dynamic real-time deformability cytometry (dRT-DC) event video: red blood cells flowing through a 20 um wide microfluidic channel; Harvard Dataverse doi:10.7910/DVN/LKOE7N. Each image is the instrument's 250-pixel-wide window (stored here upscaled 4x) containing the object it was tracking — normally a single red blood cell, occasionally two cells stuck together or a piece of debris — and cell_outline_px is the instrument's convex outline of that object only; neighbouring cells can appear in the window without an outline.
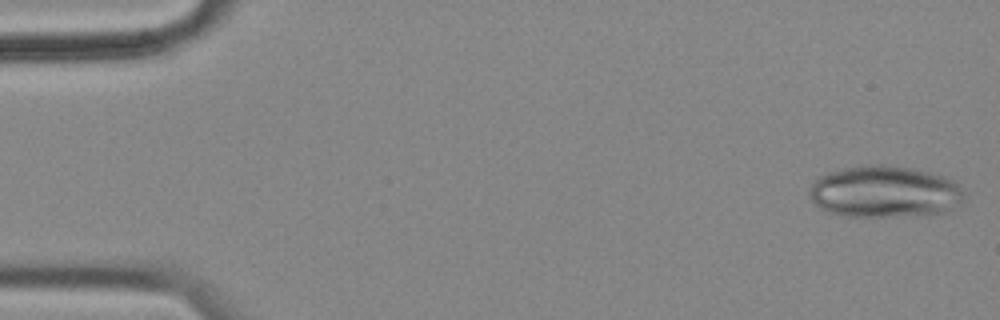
{"species": "common noctule bat (a hibernating species)", "species_latin": "Nyctalus noctula", "temperature_condition": "cold", "stored_images_in_passage": 54, "camera_frame_rate_fps": 3000, "um_per_image_px": 0.085, "animal": {"sex": "female", "body_mass_g": 18.4}, "frame": {"image": 1, "passage_image": 1, "time_ms": 0.0, "image_size_px": [1000, 320], "cell_outline_px": [[964, 200], [940, 212], [924, 216], [844, 216], [828, 212], [820, 208], [812, 200], [808, 192], [808, 188], [820, 176], [828, 172], [860, 164], [884, 164], [912, 168], [928, 172], [940, 176], [956, 184], [964, 192]], "centroid_in_image_um": [75.12, 16.29], "position_along_channel_um": 9.9, "area_um2": 46.53}}